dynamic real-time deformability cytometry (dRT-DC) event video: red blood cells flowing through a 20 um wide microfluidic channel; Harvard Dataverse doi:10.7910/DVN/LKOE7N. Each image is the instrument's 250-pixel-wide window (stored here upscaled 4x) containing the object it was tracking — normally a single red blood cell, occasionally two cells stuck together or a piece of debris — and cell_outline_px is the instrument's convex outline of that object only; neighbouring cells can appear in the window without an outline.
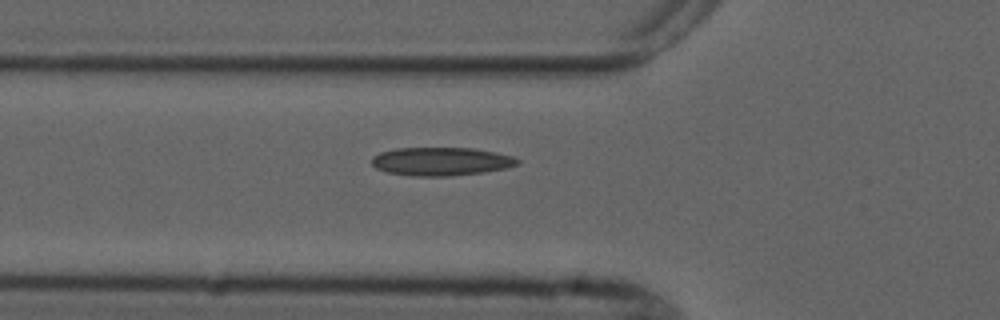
{"species": "common noctule bat (a hibernating species)", "species_latin": "Nyctalus noctula", "temperature_condition": "cold", "stored_images_in_passage": 2, "camera_frame_rate_fps": 3000, "um_per_image_px": 0.085, "animal": {"sex": "male", "forearm_length_mm": 52.5}, "frame": {"image": 1, "passage_image": 2, "time_ms": 2.0, "image_size_px": [1000, 320], "cell_outline_px": [[520, 164], [508, 168], [484, 172], [452, 176], [412, 176], [388, 172], [376, 168], [372, 164], [372, 156], [380, 152], [396, 148], [472, 148], [496, 152], [512, 156], [520, 160]], "centroid_in_image_um": [37.52, 13.72], "position_along_channel_um": 88.3, "area_um2": 24.22}}